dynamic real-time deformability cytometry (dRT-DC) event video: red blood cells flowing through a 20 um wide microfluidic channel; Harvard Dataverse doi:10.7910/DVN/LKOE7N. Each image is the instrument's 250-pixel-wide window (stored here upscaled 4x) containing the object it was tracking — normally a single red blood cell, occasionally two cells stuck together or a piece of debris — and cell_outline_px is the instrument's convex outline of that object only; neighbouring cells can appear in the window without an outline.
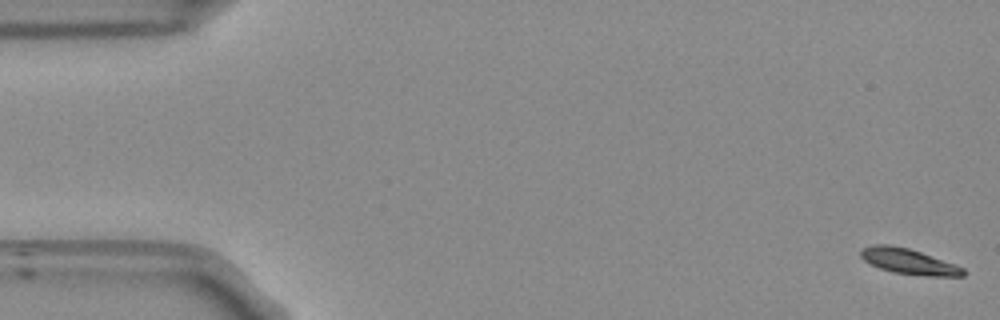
{"species": "Egyptian fruit bat (a non-hibernating species)", "species_latin": "Rousettus aegyptiacus", "temperature_condition": "room temperature", "stored_images_in_passage": 53, "camera_frame_rate_fps": 3000, "um_per_image_px": 0.085, "frame": {"image": 1, "passage_image": 1, "time_ms": 0.0, "image_size_px": [1000, 320], "cell_outline_px": [[968, 272], [964, 276], [924, 276], [892, 272], [880, 268], [864, 260], [860, 256], [860, 252], [864, 248], [876, 244], [888, 244], [908, 248], [956, 264], [964, 268]], "centroid_in_image_um": [77.3, 22.23], "position_along_channel_um": 7.7, "area_um2": 15.2}}
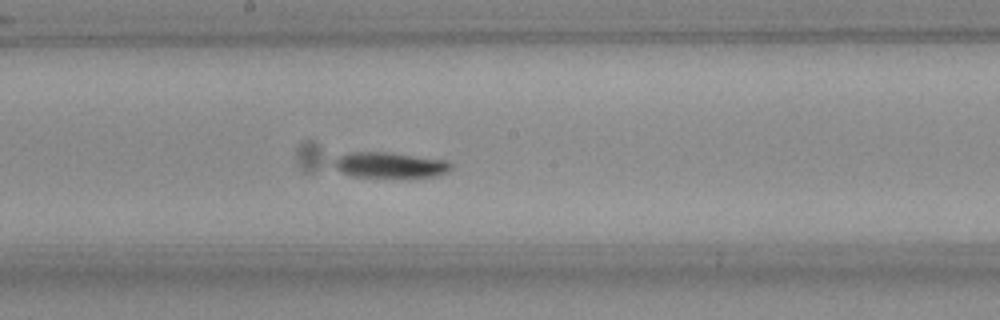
{"frame": {"image": 2, "passage_image": 28, "time_ms": 9.0, "image_size_px": [1000, 320], "cell_outline_px": [[452, 168], [448, 172], [440, 176], [408, 180], [352, 176], [340, 172], [332, 164], [340, 156], [352, 152], [388, 152], [448, 160], [452, 164]], "centroid_in_image_um": [33.25, 14.09], "position_along_channel_um": 215.0, "area_um2": 18.5}}
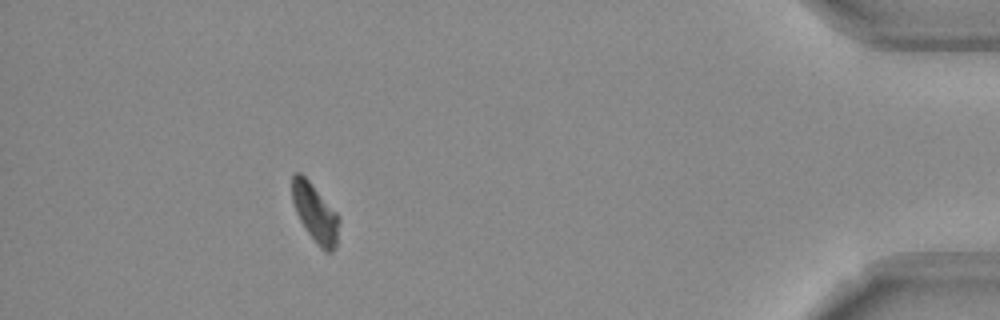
{"frame": {"image": 3, "passage_image": 48, "time_ms": 15.667, "image_size_px": [1000, 320], "cell_outline_px": [[340, 220], [336, 248], [332, 252], [324, 252], [320, 248], [308, 232], [300, 220], [296, 212], [292, 200], [292, 176], [296, 172], [300, 172], [308, 180], [340, 216]], "centroid_in_image_um": [26.81, 18.13], "position_along_channel_um": 408.4, "area_um2": 15.9}, "authors_computed_cell_mechanics": {"area_um2": 16.2418, "velocity_mm_per_s": 3.802, "shape_relaxation_time_tau1_ms": 4.5444, "shape_relaxation_time_tau2_ms": null, "deformation_change_tau1": 0.1267, "deformation_change_tau2": null}}